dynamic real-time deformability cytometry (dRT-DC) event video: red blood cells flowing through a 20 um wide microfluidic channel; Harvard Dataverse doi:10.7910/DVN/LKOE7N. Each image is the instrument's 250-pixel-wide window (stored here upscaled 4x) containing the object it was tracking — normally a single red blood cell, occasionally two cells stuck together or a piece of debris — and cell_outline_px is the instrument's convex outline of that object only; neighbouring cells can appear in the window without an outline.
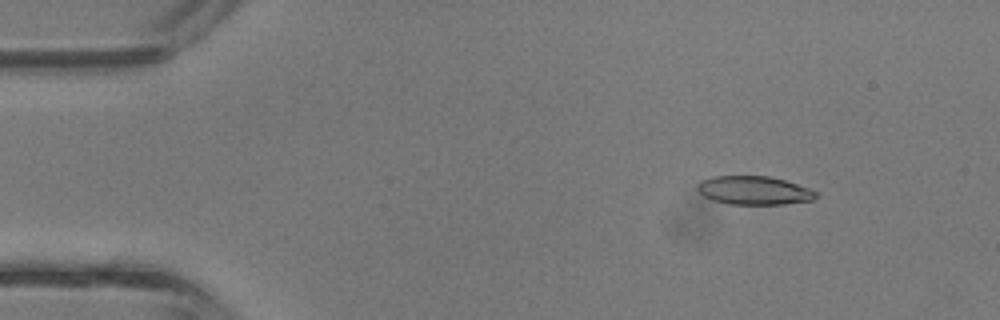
{"species": "common noctule bat (a hibernating species)", "species_latin": "Nyctalus noctula", "temperature_condition": "room temperature", "stored_images_in_passage": 43, "camera_frame_rate_fps": 3000, "um_per_image_px": 0.085, "animal": {"sex": "male", "body_mass_g": 13.3}, "frame": {"image": 1, "passage_image": 6, "time_ms": 1.667, "image_size_px": [1000, 320], "cell_outline_px": [[816, 196], [812, 200], [784, 204], [728, 204], [712, 200], [704, 196], [696, 188], [700, 180], [712, 176], [768, 176], [784, 180], [808, 188], [816, 192]], "centroid_in_image_um": [64.04, 16.18], "position_along_channel_um": 21.0, "area_um2": 19.59}}
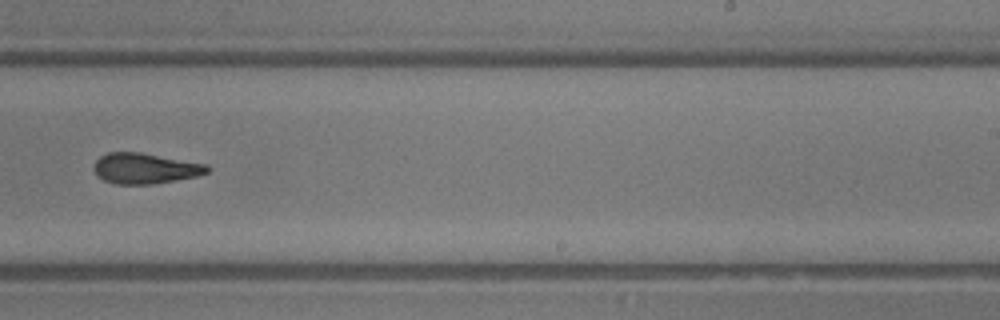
{"frame": {"image": 2, "passage_image": 27, "time_ms": 8.667, "image_size_px": [1000, 320], "cell_outline_px": [[212, 168], [208, 172], [196, 176], [152, 184], [116, 184], [104, 180], [96, 176], [92, 168], [96, 160], [100, 156], [108, 152], [140, 152], [208, 164]], "centroid_in_image_um": [12.31, 14.3], "position_along_channel_um": 276.7, "area_um2": 20.35}}
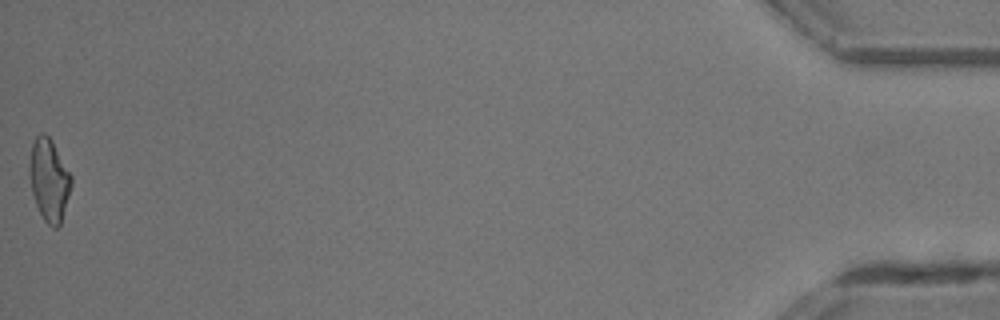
{"frame": {"image": 3, "passage_image": 43, "time_ms": 14.0, "image_size_px": [1000, 320], "cell_outline_px": [[72, 184], [60, 224], [56, 228], [52, 228], [44, 220], [36, 204], [32, 192], [32, 144], [36, 136], [40, 132], [44, 132], [48, 136], [72, 176]], "centroid_in_image_um": [4.21, 15.33], "position_along_channel_um": 431.0, "area_um2": 19.07}, "authors_computed_cell_mechanics": {"area_um2": 20.23, "velocity_mm_per_s": 4.8508, "shape_relaxation_time_tau1_ms": 4.3267, "shape_relaxation_time_tau2_ms": 2.1988, "deformation_change_tau1": 0.1773, "deformation_change_tau2": 0.1163}}